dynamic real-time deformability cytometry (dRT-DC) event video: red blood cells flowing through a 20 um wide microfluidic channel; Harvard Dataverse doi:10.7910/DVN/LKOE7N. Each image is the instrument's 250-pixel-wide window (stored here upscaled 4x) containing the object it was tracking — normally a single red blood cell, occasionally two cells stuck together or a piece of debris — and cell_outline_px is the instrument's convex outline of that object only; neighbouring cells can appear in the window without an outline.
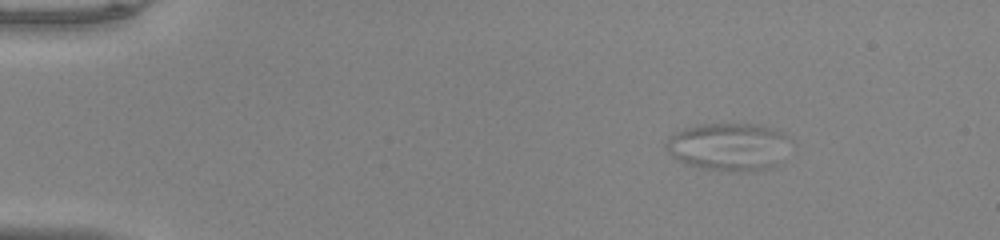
{"species": "common noctule bat (a hibernating species)", "species_latin": "Nyctalus noctula", "temperature_condition": "warm", "stored_images_in_passage": 54, "segment_of_instrument_passage": [1, 2], "camera_frame_rate_fps": 3000, "um_per_image_px": 0.085, "animal": {"sex": "male", "body_mass_g": 20.0, "forearm_length_mm": 53.3}, "frame": {"image": 1, "passage_image": 8, "time_ms": 2.333, "image_size_px": [1000, 240], "cell_outline_px": [[784, 136], [764, 168], [748, 172], [728, 172], [704, 168], [684, 164], [672, 156], [664, 148], [664, 144], [676, 132], [684, 128], [700, 124], [756, 124], [772, 128], [780, 132]], "centroid_in_image_um": [61.62, 12.45], "position_along_channel_um": 23.4, "area_um2": 32.43}}
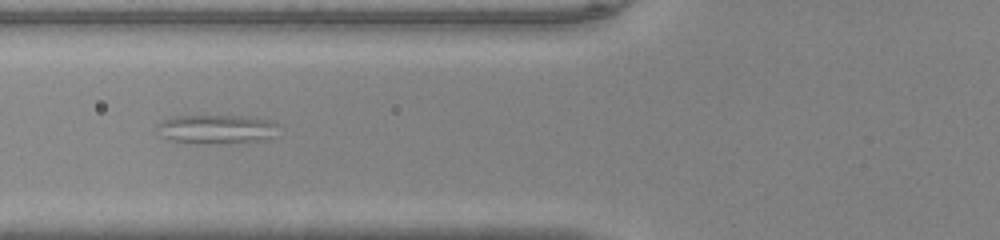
{"frame": {"image": 2, "passage_image": 22, "time_ms": 7.0, "image_size_px": [1000, 240], "cell_outline_px": [[276, 136], [260, 140], [172, 140], [160, 136], [156, 128], [156, 124], [172, 116], [248, 116], [272, 120], [276, 124]], "centroid_in_image_um": [18.4, 10.9], "position_along_channel_um": 107.4, "area_um2": 19.19}}
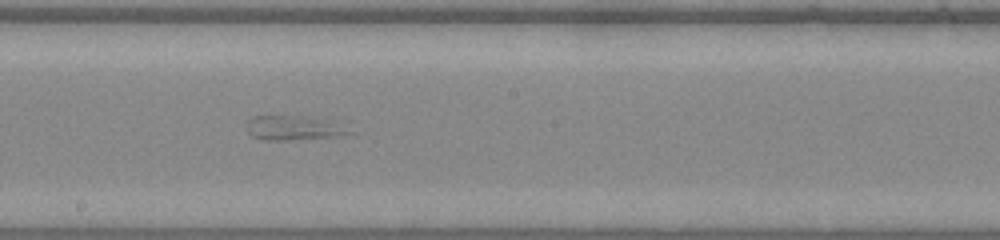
{"frame": {"image": 3, "passage_image": 31, "time_ms": 10.0, "image_size_px": [1000, 240], "cell_outline_px": [[356, 132], [336, 136], [288, 140], [264, 140], [252, 136], [248, 132], [248, 120], [252, 116], [332, 116]], "centroid_in_image_um": [25.14, 10.83], "position_along_channel_um": 223.1, "area_um2": 15.37}}